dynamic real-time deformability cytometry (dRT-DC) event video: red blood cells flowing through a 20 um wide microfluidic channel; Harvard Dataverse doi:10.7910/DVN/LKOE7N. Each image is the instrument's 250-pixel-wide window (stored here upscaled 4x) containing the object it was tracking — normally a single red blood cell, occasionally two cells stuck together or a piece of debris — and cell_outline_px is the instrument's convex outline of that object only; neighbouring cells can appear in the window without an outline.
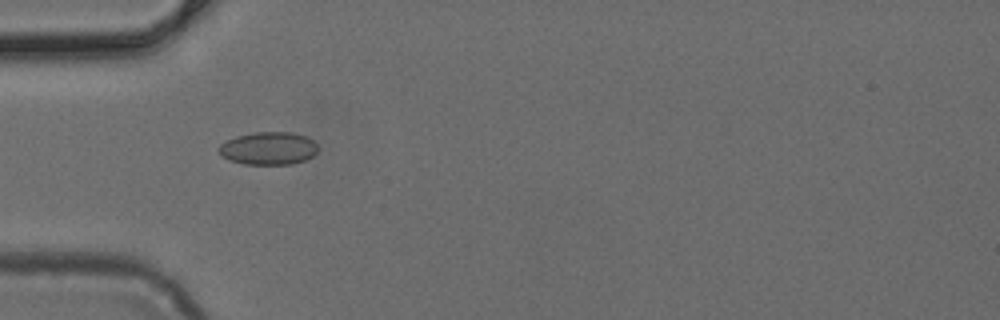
{"species": "common noctule bat (a hibernating species)", "species_latin": "Nyctalus noctula", "temperature_condition": "cold", "stored_images_in_passage": 6, "camera_frame_rate_fps": 3000, "um_per_image_px": 0.085, "animal": {"sex": "female", "body_mass_g": 24.6, "forearm_length_mm": 56.2}, "frame": {"image": 1, "passage_image": 5, "time_ms": 1.333, "image_size_px": [1000, 320], "cell_outline_px": [[316, 152], [312, 156], [304, 160], [292, 164], [244, 164], [228, 160], [216, 148], [220, 144], [236, 136], [256, 132], [292, 132], [304, 136], [312, 140], [316, 144]], "centroid_in_image_um": [22.79, 12.61], "position_along_channel_um": 62.2, "area_um2": 18.79}}
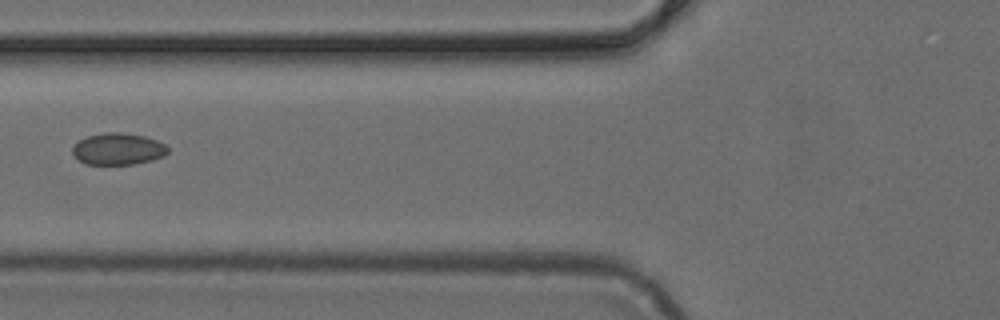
{"frame": {"image": 2, "passage_image": 6, "time_ms": 1.667, "image_size_px": [1000, 320], "cell_outline_px": [[168, 152], [164, 156], [152, 160], [132, 164], [84, 164], [72, 156], [72, 144], [88, 136], [104, 132], [120, 132], [144, 136], [156, 140], [164, 144], [168, 148]], "centroid_in_image_um": [9.99, 12.66], "position_along_channel_um": 115.8, "area_um2": 17.74}}